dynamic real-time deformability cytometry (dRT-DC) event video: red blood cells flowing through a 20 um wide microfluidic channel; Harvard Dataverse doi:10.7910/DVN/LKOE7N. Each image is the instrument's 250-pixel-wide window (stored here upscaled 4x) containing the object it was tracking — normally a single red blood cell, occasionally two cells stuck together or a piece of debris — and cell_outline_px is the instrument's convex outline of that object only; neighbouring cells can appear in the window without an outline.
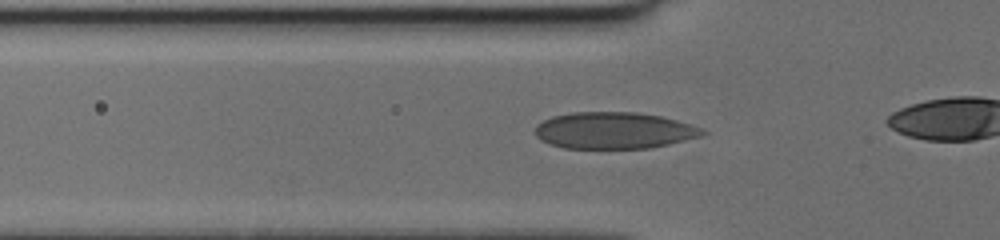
{"species": "human", "species_latin": "Homo sapiens", "temperature_condition": "cold", "stored_images_in_passage": 37, "camera_frame_rate_fps": 3000, "um_per_image_px": 0.085, "donor": {"sex": "female"}, "frame": {"image": 1, "passage_image": 14, "time_ms": 4.333, "image_size_px": [1000, 240], "cell_outline_px": [[708, 132], [700, 136], [668, 144], [648, 148], [564, 148], [540, 140], [536, 136], [536, 124], [552, 116], [572, 112], [636, 112], [660, 116], [676, 120], [704, 128]], "centroid_in_image_um": [52.19, 11.08], "position_along_channel_um": 73.6, "area_um2": 35.6}}
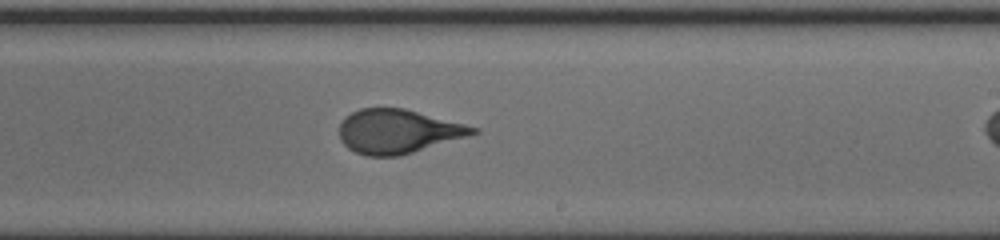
{"frame": {"image": 2, "passage_image": 27, "time_ms": 8.667, "image_size_px": [1000, 240], "cell_outline_px": [[480, 132], [400, 156], [364, 156], [348, 148], [340, 140], [340, 124], [344, 116], [360, 108], [404, 108], [480, 128]], "centroid_in_image_um": [33.8, 11.17], "position_along_channel_um": 255.2, "area_um2": 34.16}}
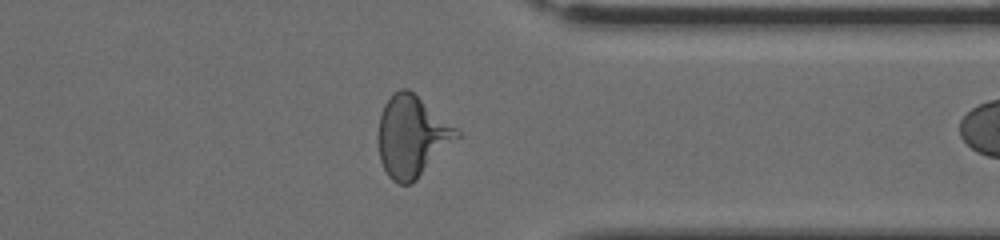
{"frame": {"image": 3, "passage_image": 36, "time_ms": 11.667, "image_size_px": [1000, 240], "cell_outline_px": [[460, 136], [412, 184], [400, 184], [392, 180], [388, 176], [380, 160], [380, 112], [384, 104], [392, 92], [400, 88], [408, 88], [456, 128], [460, 132]], "centroid_in_image_um": [35.01, 11.58], "position_along_channel_um": 376.4, "area_um2": 36.53}}